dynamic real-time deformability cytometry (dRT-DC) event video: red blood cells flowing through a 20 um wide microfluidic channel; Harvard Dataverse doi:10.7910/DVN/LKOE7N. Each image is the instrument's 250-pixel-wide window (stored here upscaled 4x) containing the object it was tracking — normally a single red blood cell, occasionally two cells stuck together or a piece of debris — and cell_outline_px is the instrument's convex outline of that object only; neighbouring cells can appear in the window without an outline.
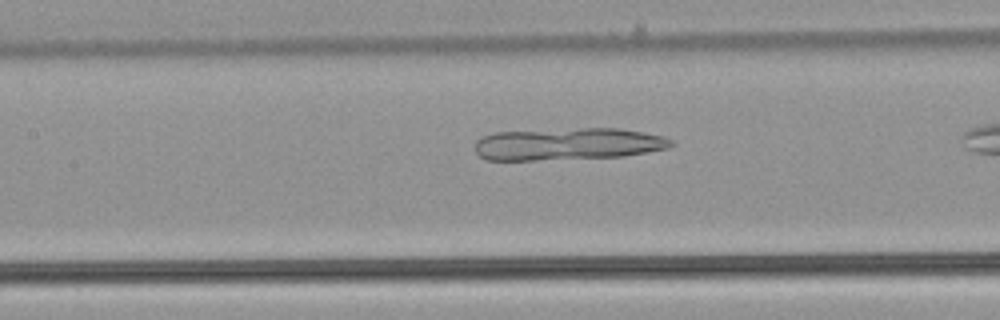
{"species": "common noctule bat (a hibernating species)", "species_latin": "Nyctalus noctula", "temperature_condition": "warm", "stored_images_in_passage": 31, "camera_frame_rate_fps": 3000, "um_per_image_px": 0.085, "animal": {"sex": "male", "body_mass_g": 21.5, "forearm_length_mm": 52.0}, "frame": {"image": 1, "passage_image": 14, "time_ms": 4.333, "image_size_px": [1000, 320], "cell_outline_px": [[676, 144], [668, 148], [624, 156], [532, 160], [484, 160], [476, 152], [476, 140], [480, 136], [492, 132], [580, 128], [620, 128], [664, 136], [672, 140]], "centroid_in_image_um": [48.25, 12.23], "position_along_channel_um": 159.1, "area_um2": 36.99}}
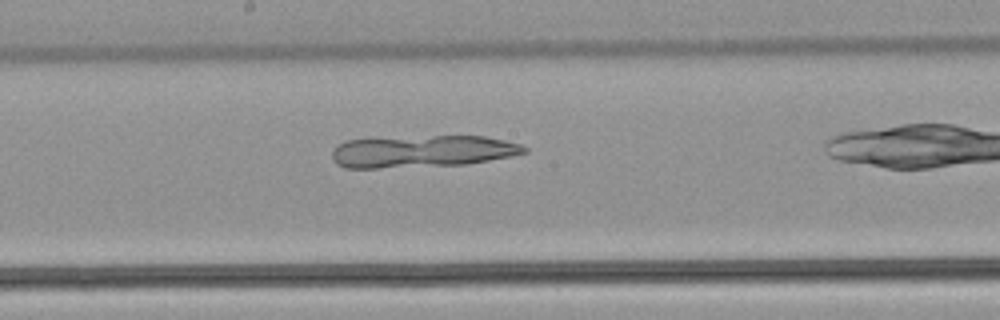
{"frame": {"image": 2, "passage_image": 18, "time_ms": 5.667, "image_size_px": [1000, 320], "cell_outline_px": [[528, 152], [512, 156], [464, 164], [376, 168], [344, 168], [336, 164], [332, 160], [332, 152], [344, 140], [372, 136], [484, 136], [504, 140], [520, 144], [528, 148]], "centroid_in_image_um": [35.81, 12.84], "position_along_channel_um": 212.4, "area_um2": 36.53}}